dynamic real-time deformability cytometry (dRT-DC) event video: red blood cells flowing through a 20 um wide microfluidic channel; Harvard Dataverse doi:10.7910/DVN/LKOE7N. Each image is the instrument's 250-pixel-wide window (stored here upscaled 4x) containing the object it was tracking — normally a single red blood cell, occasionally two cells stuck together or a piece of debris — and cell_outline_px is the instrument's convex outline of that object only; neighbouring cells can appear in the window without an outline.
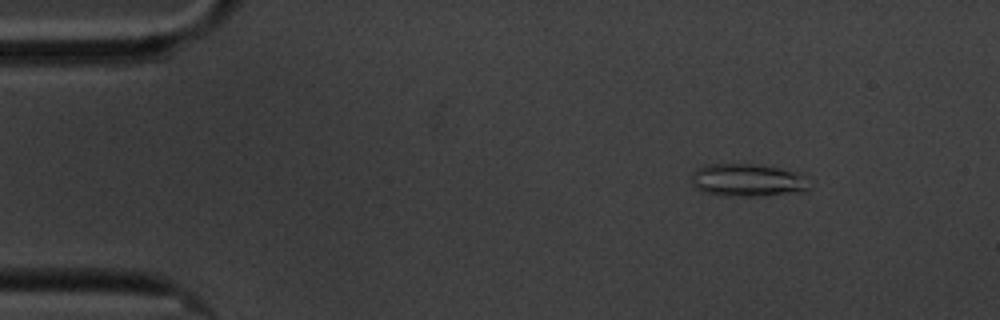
{"species": "common noctule bat (a hibernating species)", "species_latin": "Nyctalus noctula", "temperature_condition": "cold", "stored_images_in_passage": 7, "camera_frame_rate_fps": 3000, "um_per_image_px": 0.085, "animal": {"sex": "male", "body_mass_g": 20.1, "forearm_length_mm": 53.5}, "frame": {"image": 1, "passage_image": 2, "time_ms": 1.333, "image_size_px": [1000, 320], "cell_outline_px": [[816, 180], [804, 192], [764, 196], [720, 196], [704, 192], [696, 188], [692, 184], [692, 172], [696, 168], [704, 164], [756, 164], [804, 172]], "centroid_in_image_um": [63.68, 15.31], "position_along_channel_um": 21.3, "area_um2": 23.64}}
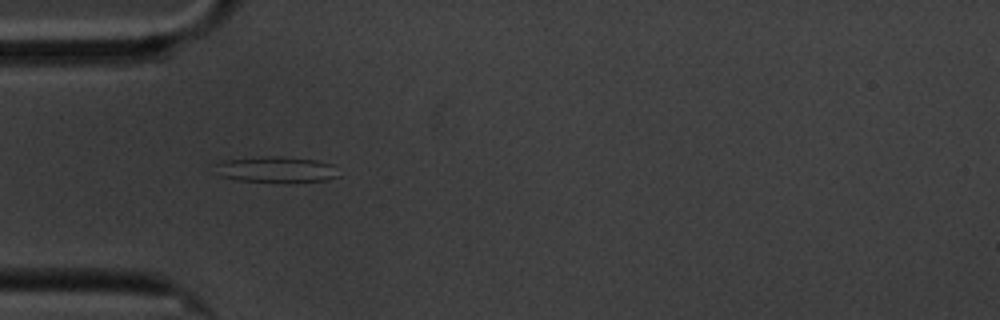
{"frame": {"image": 2, "passage_image": 5, "time_ms": 4.667, "image_size_px": [1000, 320], "cell_outline_px": [[340, 176], [324, 180], [236, 180], [220, 176], [216, 164], [224, 160], [260, 156], [280, 156], [316, 160], [332, 164]], "centroid_in_image_um": [23.46, 14.36], "position_along_channel_um": 61.5, "area_um2": 17.86}}